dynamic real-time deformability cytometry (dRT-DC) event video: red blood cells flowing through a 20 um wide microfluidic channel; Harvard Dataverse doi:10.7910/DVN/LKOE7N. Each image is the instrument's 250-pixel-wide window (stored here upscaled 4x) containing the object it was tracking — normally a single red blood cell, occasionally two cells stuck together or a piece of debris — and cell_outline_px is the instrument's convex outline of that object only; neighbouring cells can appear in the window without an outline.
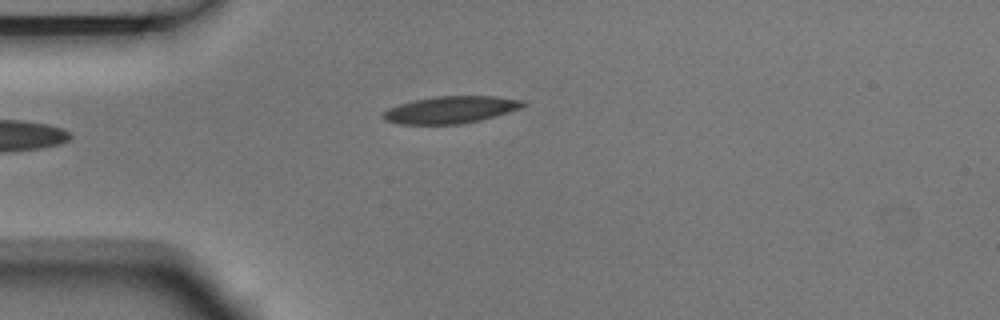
{"species": "Egyptian fruit bat (a non-hibernating species)", "species_latin": "Rousettus aegyptiacus", "temperature_condition": "room temperature", "stored_images_in_passage": 7, "camera_frame_rate_fps": 3000, "um_per_image_px": 0.085, "animal": {"sex": "male"}, "frame": {"image": 1, "passage_image": 4, "time_ms": 1.0, "image_size_px": [1000, 320], "cell_outline_px": [[528, 104], [520, 108], [508, 112], [480, 120], [460, 124], [400, 124], [384, 120], [380, 116], [388, 108], [412, 100], [436, 96], [496, 96], [524, 100]], "centroid_in_image_um": [38.3, 9.32], "position_along_channel_um": 46.7, "area_um2": 22.14}}
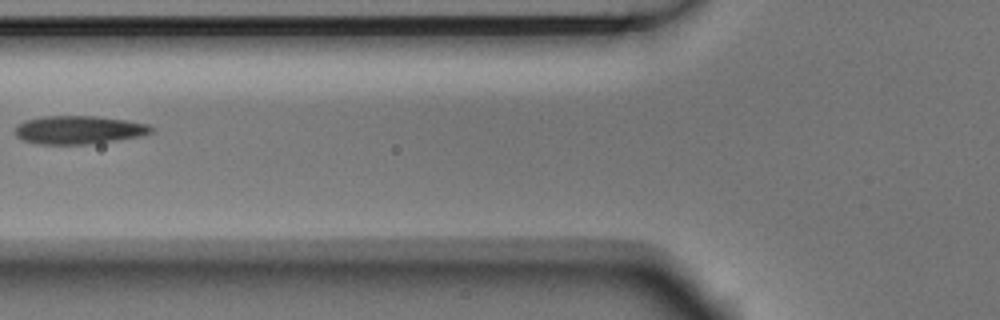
{"frame": {"image": 2, "passage_image": 6, "time_ms": 1.667, "image_size_px": [1000, 320], "cell_outline_px": [[156, 128], [152, 132], [144, 136], [88, 144], [40, 144], [24, 140], [16, 136], [16, 124], [24, 120], [44, 116], [96, 116], [128, 120], [148, 124]], "centroid_in_image_um": [6.74, 11.03], "position_along_channel_um": 119.1, "area_um2": 22.6}}
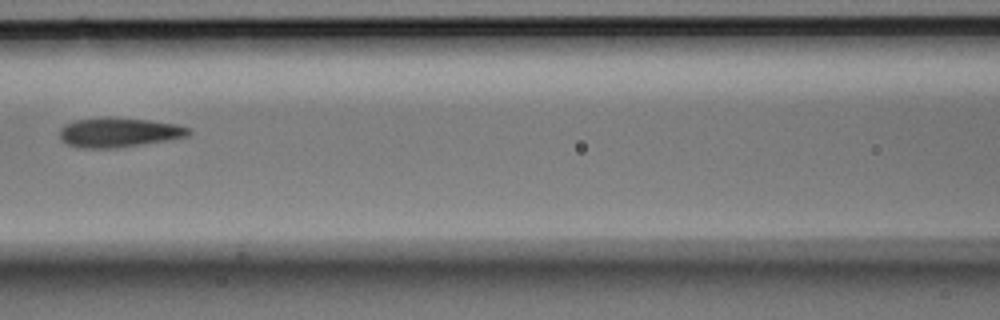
{"frame": {"image": 3, "passage_image": 7, "time_ms": 2.0, "image_size_px": [1000, 320], "cell_outline_px": [[192, 132], [188, 136], [172, 140], [116, 148], [80, 148], [68, 144], [60, 140], [60, 128], [64, 124], [76, 120], [104, 116], [108, 116], [148, 120], [176, 124], [192, 128]], "centroid_in_image_um": [10.12, 11.25], "position_along_channel_um": 156.5, "area_um2": 22.66}}